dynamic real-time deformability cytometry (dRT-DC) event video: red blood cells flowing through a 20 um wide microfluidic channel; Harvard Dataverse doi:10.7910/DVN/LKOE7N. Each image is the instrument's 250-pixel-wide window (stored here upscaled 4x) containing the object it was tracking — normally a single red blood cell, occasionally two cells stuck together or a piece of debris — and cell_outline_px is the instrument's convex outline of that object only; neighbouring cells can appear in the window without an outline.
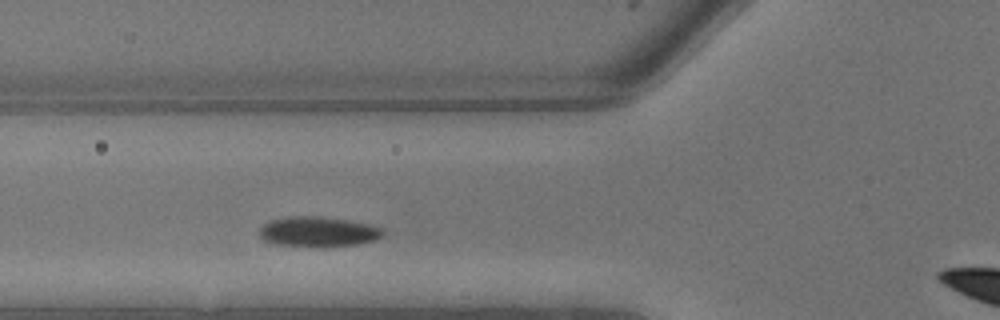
{"species": "common noctule bat (a hibernating species)", "species_latin": "Nyctalus noctula", "temperature_condition": "warm", "stored_images_in_passage": 2, "camera_frame_rate_fps": 3000, "um_per_image_px": 0.085, "animal": {"sex": "male", "body_mass_g": 13.3}, "frame": {"image": 1, "passage_image": 2, "time_ms": 0.333, "image_size_px": [1000, 320], "cell_outline_px": [[384, 236], [376, 240], [356, 244], [276, 244], [264, 240], [260, 236], [260, 228], [268, 220], [292, 216], [316, 216], [348, 220], [372, 224], [384, 228]], "centroid_in_image_um": [27.09, 19.64], "position_along_channel_um": 98.7, "area_um2": 20.92}}